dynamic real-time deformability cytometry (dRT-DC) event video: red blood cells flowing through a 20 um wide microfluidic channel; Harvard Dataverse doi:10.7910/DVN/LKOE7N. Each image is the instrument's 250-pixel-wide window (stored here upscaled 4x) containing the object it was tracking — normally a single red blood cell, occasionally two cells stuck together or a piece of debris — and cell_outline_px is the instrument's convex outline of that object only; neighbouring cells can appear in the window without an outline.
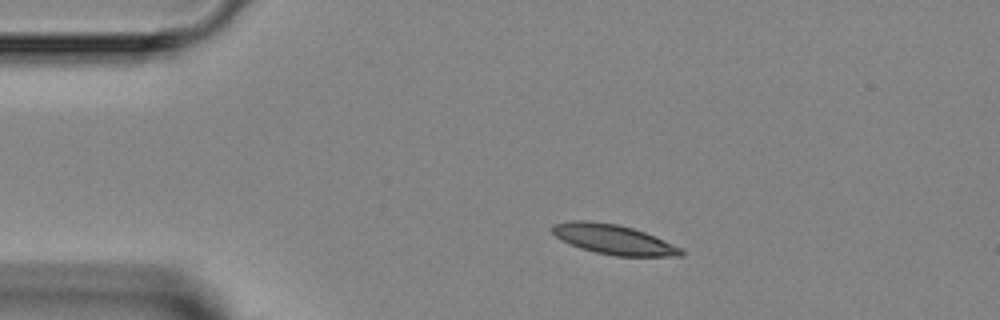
{"species": "Egyptian fruit bat (a non-hibernating species)", "species_latin": "Rousettus aegyptiacus", "temperature_condition": "room temperature", "stored_images_in_passage": 4, "camera_frame_rate_fps": 3000, "um_per_image_px": 0.085, "animal": {"sex": "female"}, "frame": {"image": 1, "passage_image": 2, "time_ms": 1.333, "image_size_px": [1000, 320], "cell_outline_px": [[684, 256], [616, 256], [596, 252], [580, 248], [556, 236], [548, 228], [552, 224], [568, 220], [588, 220], [616, 224], [632, 228], [644, 232], [680, 248], [684, 252]], "centroid_in_image_um": [52.08, 20.33], "position_along_channel_um": 32.9, "area_um2": 22.14}}